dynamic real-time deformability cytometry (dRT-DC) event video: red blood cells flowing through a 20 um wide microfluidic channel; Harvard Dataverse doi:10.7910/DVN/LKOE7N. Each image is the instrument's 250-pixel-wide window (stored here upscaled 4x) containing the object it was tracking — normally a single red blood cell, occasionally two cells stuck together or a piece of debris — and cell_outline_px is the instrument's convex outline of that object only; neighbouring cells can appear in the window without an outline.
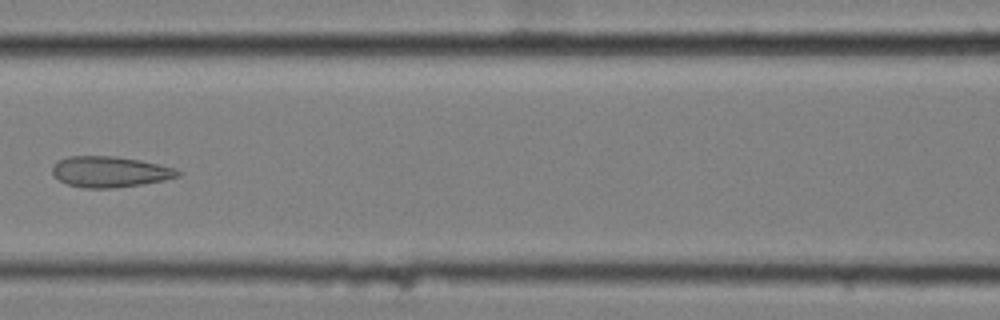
{"species": "common noctule bat (a hibernating species)", "species_latin": "Nyctalus noctula", "temperature_condition": "cold", "stored_images_in_passage": 8, "camera_frame_rate_fps": 3000, "um_per_image_px": 0.085, "animal": {"sex": "female", "body_mass_g": 25.1}, "frame": {"image": 1, "passage_image": 6, "time_ms": 1.667, "image_size_px": [1000, 320], "cell_outline_px": [[184, 172], [180, 176], [164, 180], [144, 184], [112, 188], [84, 188], [68, 184], [60, 180], [52, 172], [52, 164], [56, 160], [68, 156], [116, 156], [140, 160], [176, 168]], "centroid_in_image_um": [9.36, 14.59], "position_along_channel_um": 157.2, "area_um2": 22.77}}
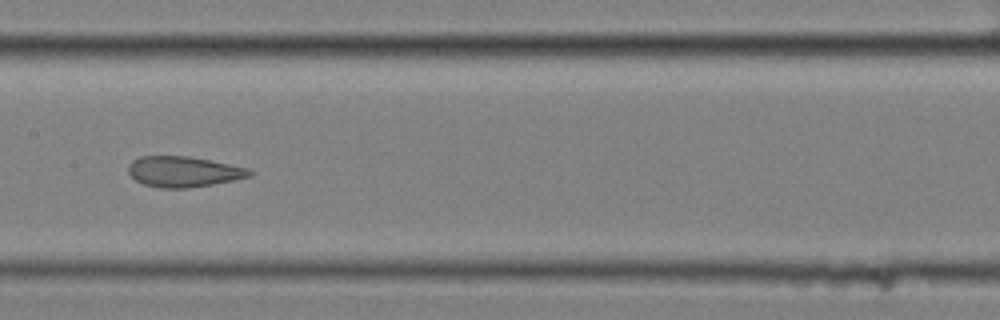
{"frame": {"image": 2, "passage_image": 7, "time_ms": 2.0, "image_size_px": [1000, 320], "cell_outline_px": [[256, 172], [252, 176], [212, 184], [188, 188], [160, 188], [144, 184], [136, 180], [128, 172], [128, 164], [132, 160], [140, 156], [188, 156], [248, 168]], "centroid_in_image_um": [15.59, 14.59], "position_along_channel_um": 191.8, "area_um2": 21.56}}
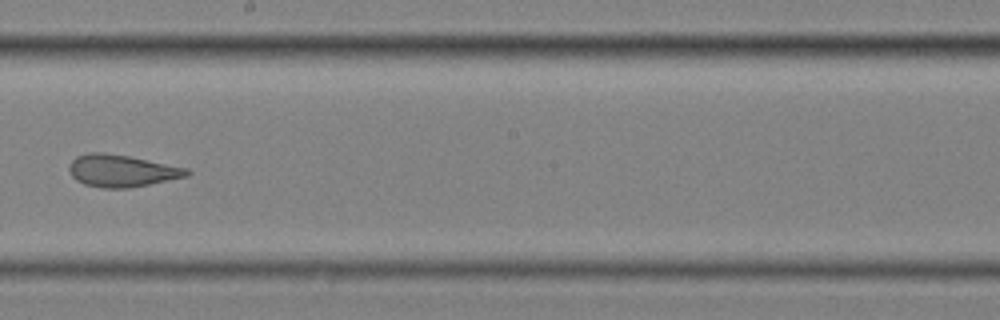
{"frame": {"image": 3, "passage_image": 8, "time_ms": 2.333, "image_size_px": [1000, 320], "cell_outline_px": [[192, 172], [188, 176], [128, 188], [104, 188], [84, 184], [76, 180], [72, 176], [68, 168], [72, 160], [76, 156], [88, 152], [104, 152], [128, 156], [188, 168]], "centroid_in_image_um": [10.33, 14.51], "position_along_channel_um": 237.9, "area_um2": 21.96}}